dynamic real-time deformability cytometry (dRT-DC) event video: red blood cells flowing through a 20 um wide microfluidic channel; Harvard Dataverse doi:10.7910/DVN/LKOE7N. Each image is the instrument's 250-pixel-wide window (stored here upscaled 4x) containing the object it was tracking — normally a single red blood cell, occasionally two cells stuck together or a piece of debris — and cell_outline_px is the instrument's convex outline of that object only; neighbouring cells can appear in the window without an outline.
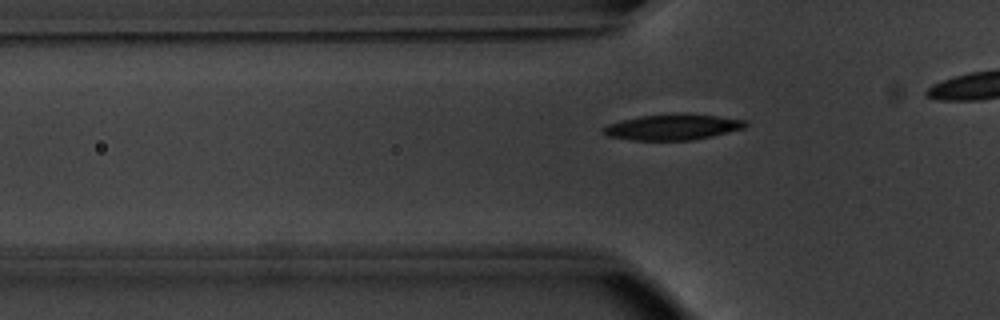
{"species": "common noctule bat (a hibernating species)", "species_latin": "Nyctalus noctula", "temperature_condition": "warm", "stored_images_in_passage": 37, "camera_frame_rate_fps": 3000, "um_per_image_px": 0.085, "animal": {"sex": "male", "body_mass_g": 20.1, "forearm_length_mm": 53.5}, "frame": {"image": 1, "passage_image": 11, "time_ms": 3.333, "image_size_px": [1000, 320], "cell_outline_px": [[748, 124], [744, 128], [712, 136], [692, 140], [632, 140], [608, 136], [600, 128], [608, 124], [620, 120], [640, 116], [676, 112], [688, 112], [748, 120]], "centroid_in_image_um": [57.2, 10.77], "position_along_channel_um": 68.6, "area_um2": 21.79}}
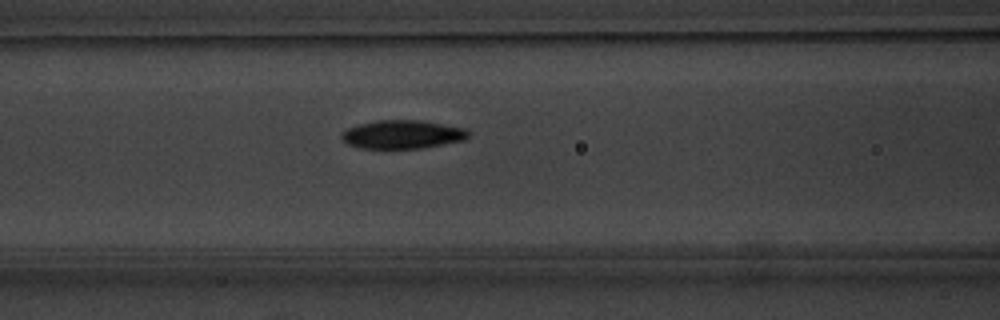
{"frame": {"image": 2, "passage_image": 16, "time_ms": 5.0, "image_size_px": [1000, 320], "cell_outline_px": [[472, 132], [464, 140], [424, 148], [360, 148], [348, 144], [340, 136], [348, 128], [356, 124], [376, 120], [420, 120], [468, 128]], "centroid_in_image_um": [34.25, 11.41], "position_along_channel_um": 132.3, "area_um2": 21.21}}